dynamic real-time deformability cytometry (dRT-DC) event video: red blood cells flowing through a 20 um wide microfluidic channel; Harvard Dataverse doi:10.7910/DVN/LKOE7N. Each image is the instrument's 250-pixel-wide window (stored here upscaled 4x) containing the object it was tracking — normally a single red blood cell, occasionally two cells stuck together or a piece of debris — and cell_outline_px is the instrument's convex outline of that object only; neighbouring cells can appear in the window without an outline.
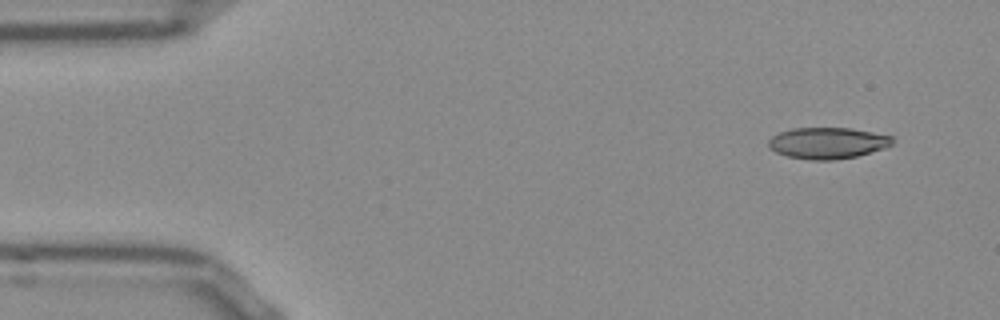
{"species": "Egyptian fruit bat (a non-hibernating species)", "species_latin": "Rousettus aegyptiacus", "temperature_condition": "room temperature", "stored_images_in_passage": 49, "camera_frame_rate_fps": 3000, "um_per_image_px": 0.085, "frame": {"image": 1, "passage_image": 1, "time_ms": 0.0, "image_size_px": [1000, 320], "cell_outline_px": [[892, 144], [884, 148], [856, 156], [832, 160], [812, 160], [788, 156], [776, 152], [768, 148], [768, 140], [772, 136], [780, 132], [792, 128], [852, 128], [892, 136]], "centroid_in_image_um": [70.31, 12.15], "position_along_channel_um": 14.7, "area_um2": 22.48}}
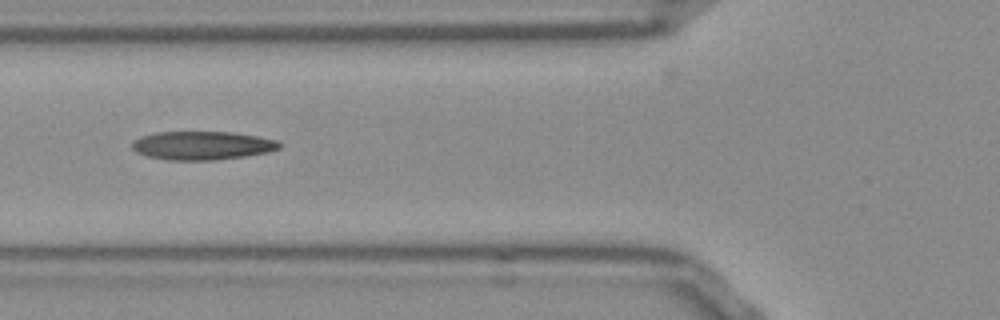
{"frame": {"image": 2, "passage_image": 16, "time_ms": 5.0, "image_size_px": [1000, 320], "cell_outline_px": [[280, 148], [268, 152], [244, 156], [212, 160], [168, 160], [148, 156], [136, 152], [132, 148], [132, 144], [140, 136], [156, 132], [232, 132], [256, 136], [276, 140], [280, 144]], "centroid_in_image_um": [17.17, 12.36], "position_along_channel_um": 108.6, "area_um2": 24.28}}
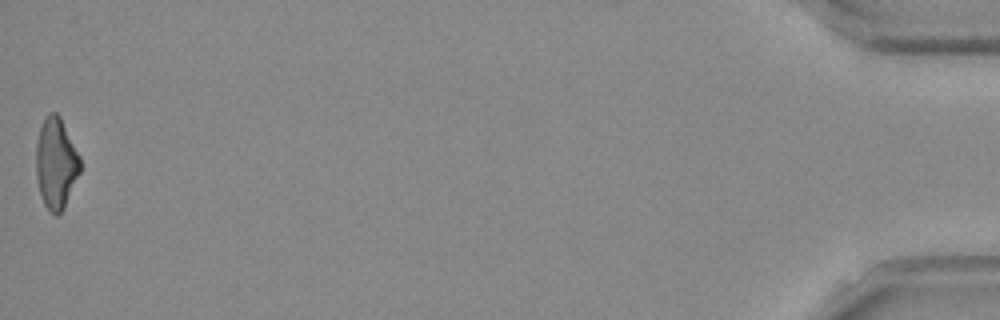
{"frame": {"image": 3, "passage_image": 49, "time_ms": 16.0, "image_size_px": [1000, 320], "cell_outline_px": [[80, 172], [64, 208], [56, 216], [48, 212], [44, 204], [40, 192], [36, 176], [36, 144], [40, 128], [44, 116], [48, 112], [56, 112], [60, 116], [80, 156]], "centroid_in_image_um": [4.75, 13.87], "position_along_channel_um": 430.4, "area_um2": 23.47}, "authors_computed_cell_mechanics": {"area_um2": 23.8136, "velocity_mm_per_s": 3.8597, "shape_relaxation_time_tau1_ms": 8.6077, "shape_relaxation_time_tau2_ms": 3.2942, "deformation_change_tau1": 0.212, "deformation_change_tau2": 0.1368}}